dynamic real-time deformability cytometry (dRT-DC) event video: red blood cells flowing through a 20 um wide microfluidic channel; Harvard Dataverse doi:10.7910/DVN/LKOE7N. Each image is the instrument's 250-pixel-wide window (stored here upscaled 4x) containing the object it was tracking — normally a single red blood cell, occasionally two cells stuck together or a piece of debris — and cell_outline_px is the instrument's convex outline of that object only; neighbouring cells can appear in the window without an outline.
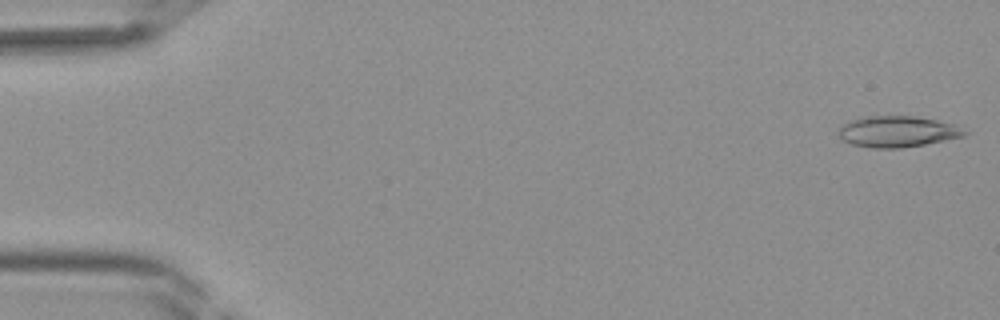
{"species": "Egyptian fruit bat (a non-hibernating species)", "species_latin": "Rousettus aegyptiacus", "temperature_condition": "room temperature", "stored_images_in_passage": 41, "camera_frame_rate_fps": 3000, "um_per_image_px": 0.085, "frame": {"image": 1, "passage_image": 1, "time_ms": 0.0, "image_size_px": [1000, 320], "cell_outline_px": [[968, 132], [964, 136], [924, 144], [900, 148], [872, 148], [852, 144], [844, 140], [840, 136], [840, 124], [848, 120], [860, 116], [912, 116], [936, 120], [956, 124]], "centroid_in_image_um": [76.26, 11.17], "position_along_channel_um": 8.7, "area_um2": 22.83}}
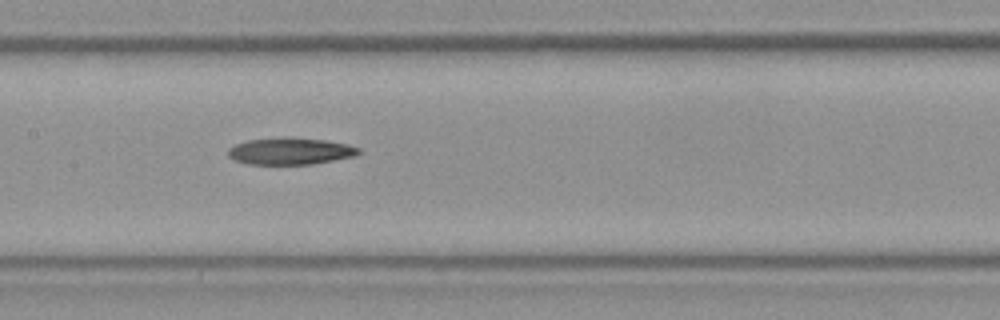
{"frame": {"image": 2, "passage_image": 20, "time_ms": 6.333, "image_size_px": [1000, 320], "cell_outline_px": [[364, 152], [356, 156], [312, 164], [248, 164], [236, 160], [228, 156], [228, 148], [236, 144], [248, 140], [328, 140], [348, 144], [360, 148]], "centroid_in_image_um": [24.75, 12.89], "position_along_channel_um": 182.6, "area_um2": 19.59}}
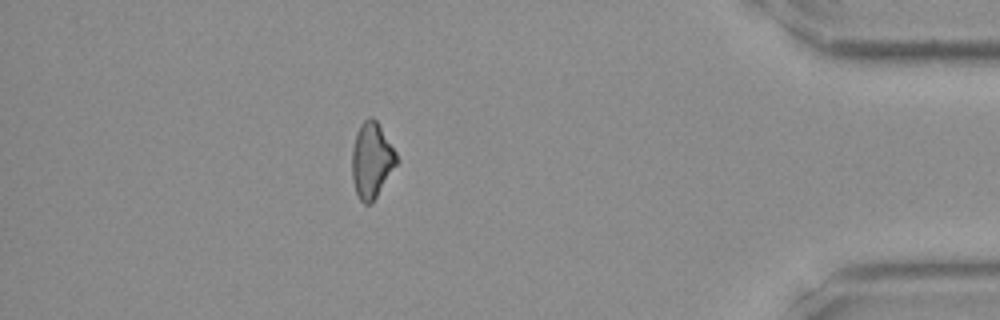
{"frame": {"image": 3, "passage_image": 36, "time_ms": 11.667, "image_size_px": [1000, 320], "cell_outline_px": [[400, 160], [372, 204], [364, 204], [360, 200], [356, 192], [352, 180], [352, 148], [356, 132], [360, 124], [368, 116], [372, 116], [380, 124], [396, 152]], "centroid_in_image_um": [31.6, 13.61], "position_along_channel_um": 403.6, "area_um2": 20.06}}